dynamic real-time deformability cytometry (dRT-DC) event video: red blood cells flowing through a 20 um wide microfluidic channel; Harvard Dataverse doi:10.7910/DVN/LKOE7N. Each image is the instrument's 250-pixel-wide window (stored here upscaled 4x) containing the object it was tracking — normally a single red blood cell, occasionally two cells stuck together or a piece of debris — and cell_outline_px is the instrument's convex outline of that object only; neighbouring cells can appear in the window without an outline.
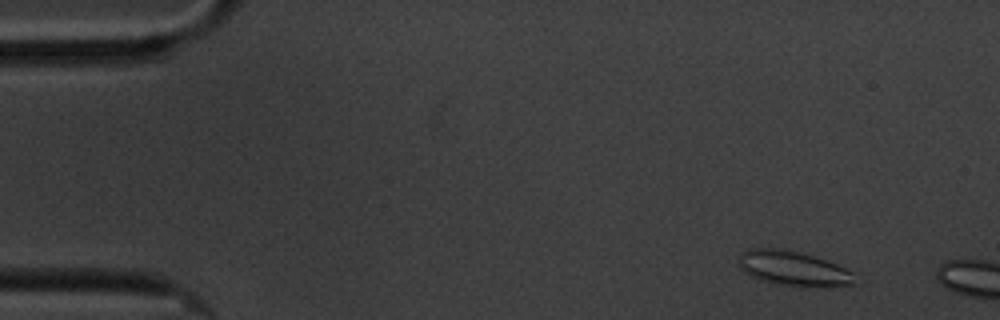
{"species": "common noctule bat (a hibernating species)", "species_latin": "Nyctalus noctula", "temperature_condition": "cold", "stored_images_in_passage": 3, "camera_frame_rate_fps": 3000, "um_per_image_px": 0.085, "animal": {"sex": "male", "body_mass_g": 20.1, "forearm_length_mm": 53.5}, "frame": {"image": 1, "passage_image": 2, "time_ms": 1.333, "image_size_px": [1000, 320], "cell_outline_px": [[856, 284], [816, 288], [800, 288], [776, 284], [760, 280], [744, 272], [736, 264], [736, 256], [740, 252], [748, 248], [776, 248], [796, 252], [812, 256], [836, 264], [856, 272]], "centroid_in_image_um": [67.41, 22.85], "position_along_channel_um": 17.6, "area_um2": 24.28}}